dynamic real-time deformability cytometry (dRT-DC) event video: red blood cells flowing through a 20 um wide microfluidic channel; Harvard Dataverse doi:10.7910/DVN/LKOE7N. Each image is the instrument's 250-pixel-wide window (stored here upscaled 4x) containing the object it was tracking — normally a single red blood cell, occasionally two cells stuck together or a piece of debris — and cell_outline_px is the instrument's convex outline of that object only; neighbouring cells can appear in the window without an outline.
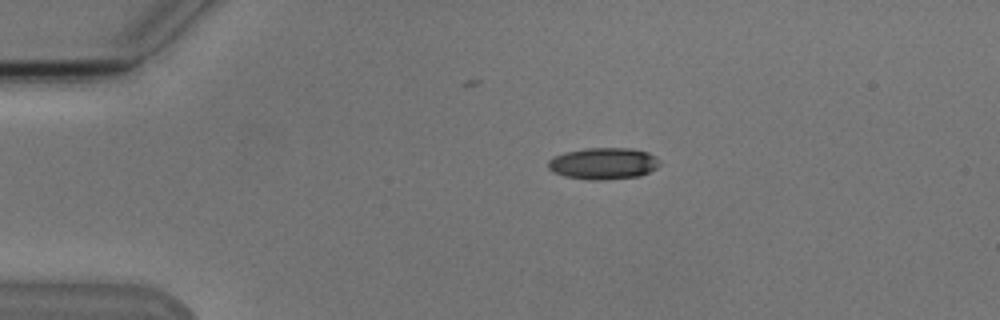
{"species": "Egyptian fruit bat (a non-hibernating species)", "species_latin": "Rousettus aegyptiacus", "temperature_condition": "cold", "stored_images_in_passage": 2, "camera_frame_rate_fps": 3000, "um_per_image_px": 0.085, "animal": {"sex": "male"}, "frame": {"image": 1, "passage_image": 1, "time_ms": 0.0, "image_size_px": [1000, 320], "cell_outline_px": [[660, 164], [656, 168], [640, 176], [604, 180], [592, 180], [564, 176], [552, 172], [548, 168], [548, 160], [552, 156], [564, 152], [584, 148], [632, 148], [648, 152], [656, 156], [660, 160]], "centroid_in_image_um": [51.28, 13.89], "position_along_channel_um": 33.7, "area_um2": 20.87}}